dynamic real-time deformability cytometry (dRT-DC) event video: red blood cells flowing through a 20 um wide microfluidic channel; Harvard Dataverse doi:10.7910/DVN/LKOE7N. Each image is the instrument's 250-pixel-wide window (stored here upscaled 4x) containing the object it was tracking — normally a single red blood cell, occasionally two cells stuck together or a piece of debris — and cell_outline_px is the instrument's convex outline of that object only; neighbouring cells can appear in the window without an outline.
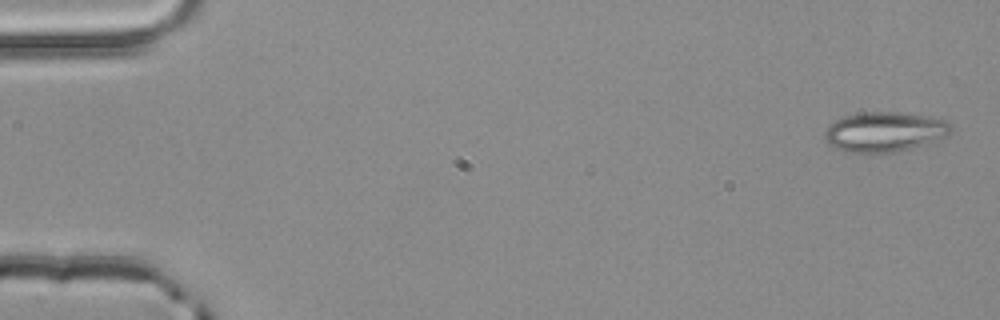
{"species": "common noctule bat (a hibernating species)", "species_latin": "Nyctalus noctula", "temperature_condition": "room temperature", "stored_images_in_passage": 4, "camera_frame_rate_fps": 3000, "um_per_image_px": 0.085, "animal": {"sex": "male", "body_mass_g": 20.4}, "frame": {"image": 1, "passage_image": 1, "time_ms": 0.0, "image_size_px": [1000, 320], "cell_outline_px": [[952, 132], [948, 136], [908, 148], [892, 152], [848, 152], [832, 148], [824, 140], [824, 132], [828, 124], [844, 116], [864, 112], [896, 112], [932, 116], [948, 120], [952, 124]], "centroid_in_image_um": [75.18, 11.19], "position_along_channel_um": 9.8, "area_um2": 29.48}}